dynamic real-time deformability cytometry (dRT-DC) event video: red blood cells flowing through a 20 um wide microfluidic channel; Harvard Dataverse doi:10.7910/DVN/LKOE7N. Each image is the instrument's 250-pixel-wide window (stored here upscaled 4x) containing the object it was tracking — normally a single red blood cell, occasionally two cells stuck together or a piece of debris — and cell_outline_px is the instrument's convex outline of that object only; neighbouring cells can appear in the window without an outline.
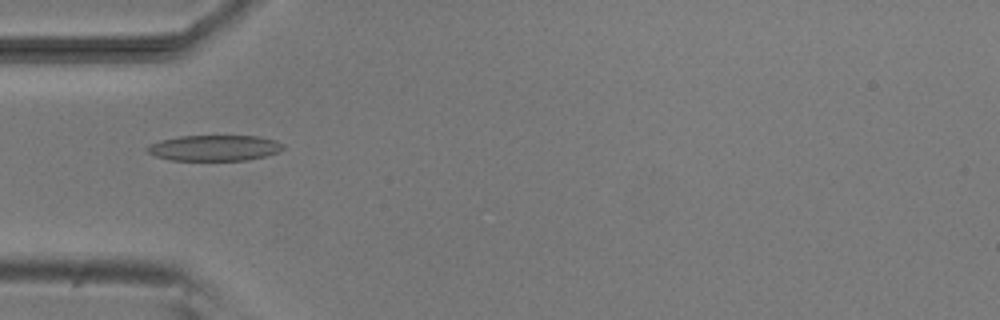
{"species": "common noctule bat (a hibernating species)", "species_latin": "Nyctalus noctula", "temperature_condition": "room temperature", "stored_images_in_passage": 4, "camera_frame_rate_fps": 3000, "um_per_image_px": 0.085, "animal": {"sex": "male", "body_mass_g": 20.5, "forearm_length_mm": 52.5}, "frame": {"image": 1, "passage_image": 2, "time_ms": 1.0, "image_size_px": [1000, 320], "cell_outline_px": [[284, 148], [276, 152], [264, 156], [244, 160], [172, 160], [156, 156], [148, 152], [144, 148], [160, 140], [180, 136], [260, 136], [276, 140], [284, 144]], "centroid_in_image_um": [18.23, 12.57], "position_along_channel_um": 66.8, "area_um2": 20.23}}
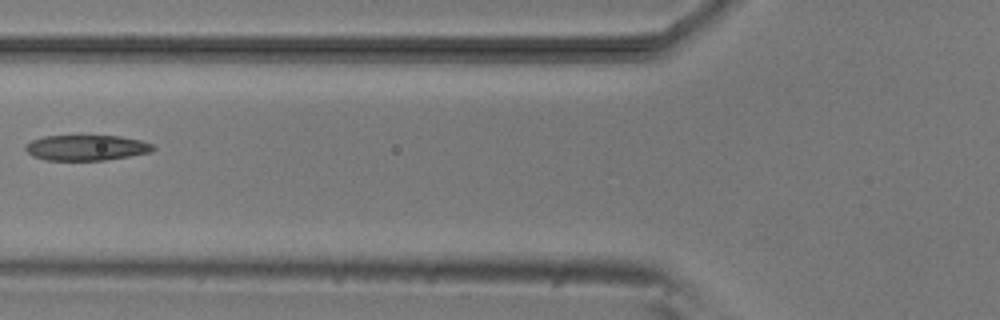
{"frame": {"image": 2, "passage_image": 3, "time_ms": 2.333, "image_size_px": [1000, 320], "cell_outline_px": [[156, 148], [152, 152], [104, 160], [44, 160], [32, 156], [24, 148], [24, 144], [32, 140], [44, 136], [120, 136], [140, 140], [152, 144]], "centroid_in_image_um": [7.32, 12.55], "position_along_channel_um": 118.5, "area_um2": 18.96}}
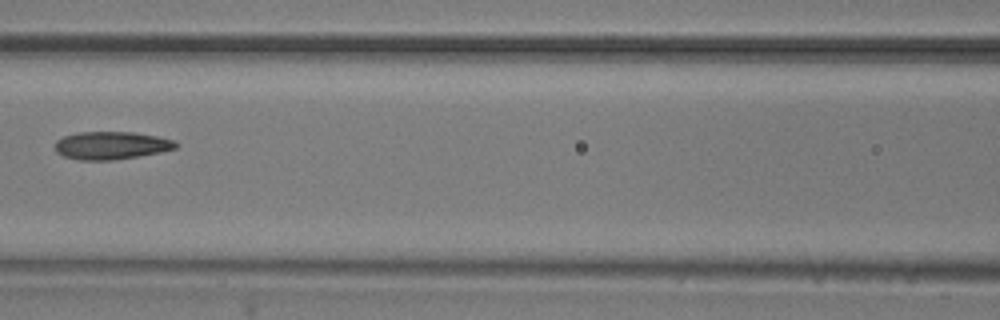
{"frame": {"image": 3, "passage_image": 4, "time_ms": 3.333, "image_size_px": [1000, 320], "cell_outline_px": [[176, 148], [160, 152], [112, 160], [80, 160], [64, 156], [56, 152], [56, 140], [64, 136], [76, 132], [132, 132], [156, 136], [172, 140], [176, 144]], "centroid_in_image_um": [9.41, 12.36], "position_along_channel_um": 157.2, "area_um2": 19.31}}